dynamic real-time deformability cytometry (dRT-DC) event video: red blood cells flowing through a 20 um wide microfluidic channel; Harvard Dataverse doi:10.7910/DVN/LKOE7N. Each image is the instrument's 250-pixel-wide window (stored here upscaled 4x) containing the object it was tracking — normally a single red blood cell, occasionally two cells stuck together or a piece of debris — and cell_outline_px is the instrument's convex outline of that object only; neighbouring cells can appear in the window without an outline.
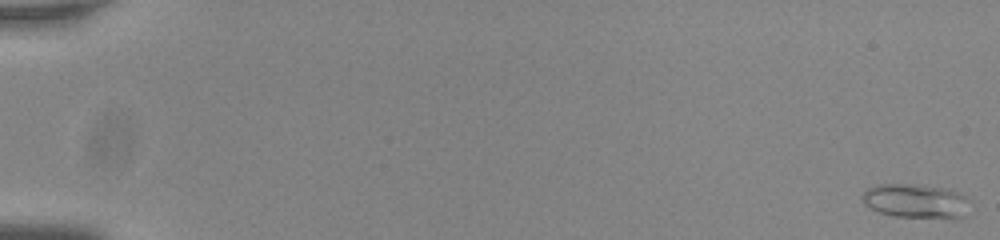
{"species": "common noctule bat (a hibernating species)", "species_latin": "Nyctalus noctula", "temperature_condition": "room temperature", "stored_images_in_passage": 56, "camera_frame_rate_fps": 3000, "um_per_image_px": 0.085, "animal": {"sex": "male", "body_mass_g": 20.0, "forearm_length_mm": 53.3}, "frame": {"image": 1, "passage_image": 1, "time_ms": 0.0, "image_size_px": [1000, 240], "cell_outline_px": [[968, 196], [964, 216], [956, 220], [892, 216], [880, 212], [864, 204], [860, 200], [860, 196], [864, 188], [876, 184], [916, 184], [948, 188], [960, 192]], "centroid_in_image_um": [77.82, 17.09], "position_along_channel_um": 7.2, "area_um2": 22.25}}
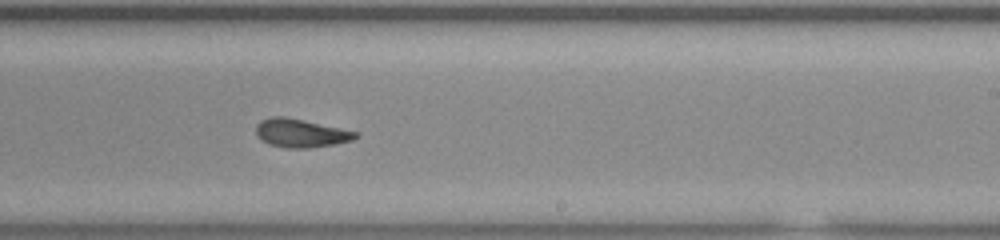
{"frame": {"image": 2, "passage_image": 36, "time_ms": 11.667, "image_size_px": [1000, 240], "cell_outline_px": [[356, 136], [352, 140], [332, 144], [308, 148], [288, 148], [268, 144], [256, 136], [256, 124], [260, 120], [272, 116], [284, 116], [304, 120], [340, 128], [356, 132]], "centroid_in_image_um": [25.48, 11.3], "position_along_channel_um": 263.5, "area_um2": 16.3}}
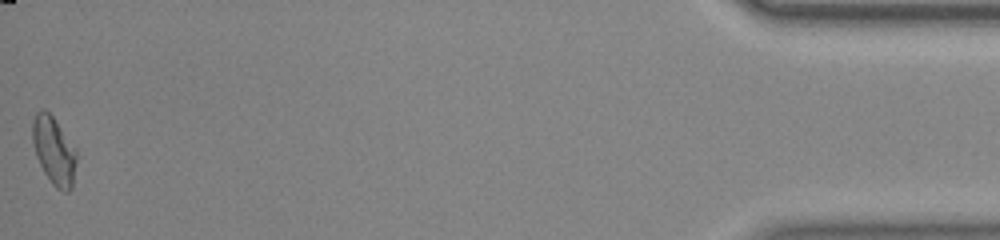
{"frame": {"image": 3, "passage_image": 56, "time_ms": 18.333, "image_size_px": [1000, 240], "cell_outline_px": [[76, 160], [72, 188], [68, 192], [64, 192], [56, 188], [52, 184], [44, 172], [36, 156], [32, 140], [32, 120], [36, 112], [40, 108], [44, 108], [52, 116], [76, 148]], "centroid_in_image_um": [4.57, 12.8], "position_along_channel_um": 430.6, "area_um2": 17.46}, "authors_computed_cell_mechanics": {"area_um2": 16.8487, "velocity_mm_per_s": 3.788, "shape_relaxation_time_tau1_ms": 7.5872, "shape_relaxation_time_tau2_ms": 1.5937, "deformation_change_tau1": 0.1749, "deformation_change_tau2": 0.0728}}